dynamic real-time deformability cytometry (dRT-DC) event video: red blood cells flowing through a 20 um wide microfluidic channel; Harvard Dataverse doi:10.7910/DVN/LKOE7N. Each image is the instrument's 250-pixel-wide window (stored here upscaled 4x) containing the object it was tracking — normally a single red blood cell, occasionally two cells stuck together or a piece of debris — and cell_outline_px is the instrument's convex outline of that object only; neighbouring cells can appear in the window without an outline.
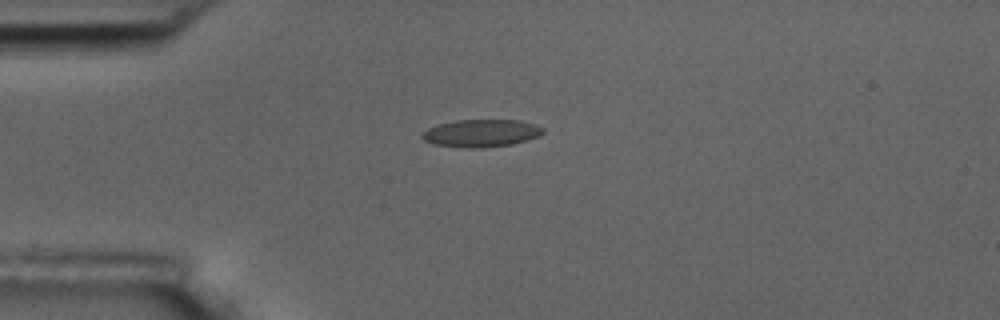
{"species": "common noctule bat (a hibernating species)", "species_latin": "Nyctalus noctula", "temperature_condition": "room temperature", "stored_images_in_passage": 2, "camera_frame_rate_fps": 3000, "um_per_image_px": 0.085, "animal": {"sex": "male", "body_mass_g": 17.5, "forearm_length_mm": 52.3}, "frame": {"image": 1, "passage_image": 1, "time_ms": 0.0, "image_size_px": [1000, 320], "cell_outline_px": [[544, 132], [540, 136], [512, 144], [480, 148], [468, 148], [432, 144], [424, 140], [420, 136], [428, 128], [436, 124], [456, 120], [520, 120], [536, 124], [544, 128]], "centroid_in_image_um": [40.91, 11.31], "position_along_channel_um": 44.1, "area_um2": 19.54}}